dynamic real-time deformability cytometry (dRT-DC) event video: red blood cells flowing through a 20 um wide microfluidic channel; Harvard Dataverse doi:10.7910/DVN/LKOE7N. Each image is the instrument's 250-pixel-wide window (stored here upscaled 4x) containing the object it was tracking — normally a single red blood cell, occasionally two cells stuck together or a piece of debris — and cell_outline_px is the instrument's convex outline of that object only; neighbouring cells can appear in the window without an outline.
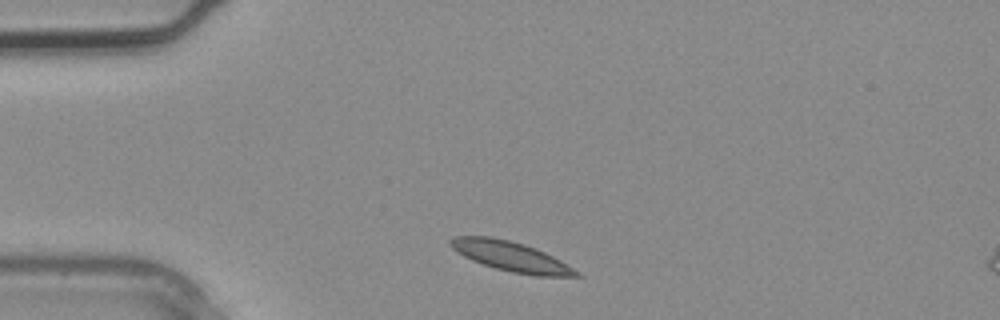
{"species": "common noctule bat (a hibernating species)", "species_latin": "Nyctalus noctula", "temperature_condition": "warm", "stored_images_in_passage": 1, "camera_frame_rate_fps": 3000, "um_per_image_px": 0.085, "animal": {"sex": "male", "body_mass_g": 20.4}, "frame": {"image": 1, "passage_image": 1, "time_ms": 0.0, "image_size_px": [1000, 320], "cell_outline_px": [[584, 276], [536, 276], [512, 272], [496, 268], [472, 260], [456, 252], [448, 244], [448, 240], [456, 236], [488, 236], [508, 240], [524, 244], [536, 248], [560, 260], [580, 272]], "centroid_in_image_um": [43.42, 21.79], "position_along_channel_um": 41.6, "area_um2": 21.73}}